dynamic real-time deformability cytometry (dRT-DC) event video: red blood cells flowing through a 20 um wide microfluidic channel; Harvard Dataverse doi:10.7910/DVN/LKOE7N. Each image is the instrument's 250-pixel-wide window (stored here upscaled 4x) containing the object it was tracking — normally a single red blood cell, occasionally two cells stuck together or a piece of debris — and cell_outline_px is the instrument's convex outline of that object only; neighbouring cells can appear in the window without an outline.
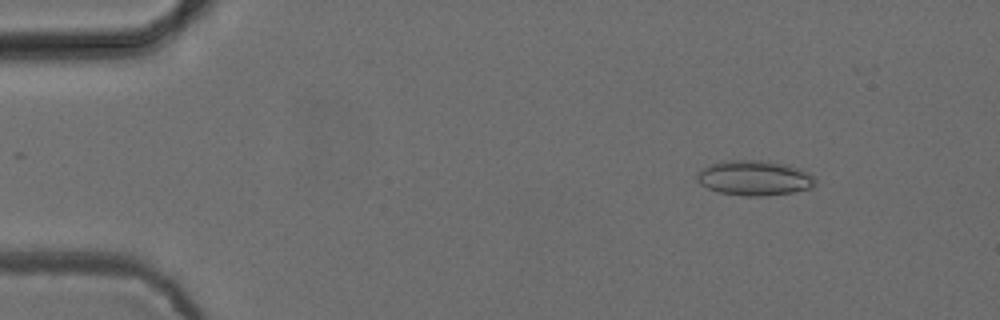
{"species": "common noctule bat (a hibernating species)", "species_latin": "Nyctalus noctula", "temperature_condition": "cold", "stored_images_in_passage": 16, "camera_frame_rate_fps": 3000, "um_per_image_px": 0.085, "animal": {"sex": "female", "body_mass_g": 24.6, "forearm_length_mm": 56.2}, "frame": {"image": 1, "passage_image": 7, "time_ms": 2.0, "image_size_px": [1000, 320], "cell_outline_px": [[816, 184], [812, 188], [792, 192], [764, 196], [744, 196], [720, 192], [708, 188], [700, 184], [696, 180], [696, 176], [704, 168], [712, 164], [728, 160], [760, 160], [788, 164], [800, 168], [816, 176]], "centroid_in_image_um": [64.19, 15.13], "position_along_channel_um": 20.8, "area_um2": 24.22}}